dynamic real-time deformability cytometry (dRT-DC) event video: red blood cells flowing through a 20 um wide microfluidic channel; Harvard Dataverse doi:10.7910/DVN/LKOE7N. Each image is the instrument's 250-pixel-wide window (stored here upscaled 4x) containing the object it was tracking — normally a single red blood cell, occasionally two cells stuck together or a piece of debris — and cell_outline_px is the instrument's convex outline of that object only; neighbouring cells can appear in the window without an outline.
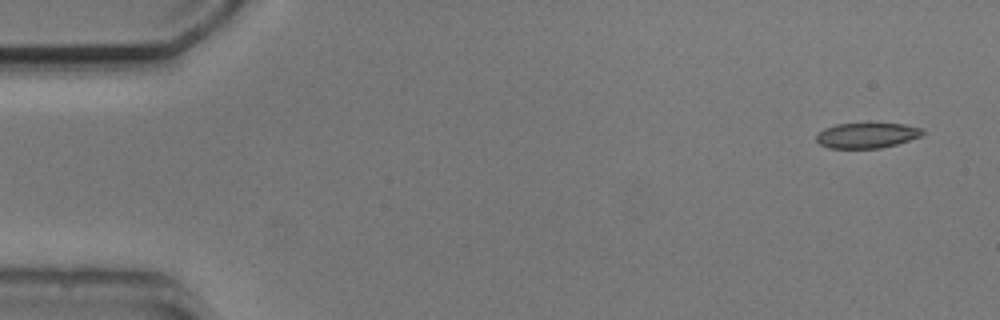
{"species": "common noctule bat (a hibernating species)", "species_latin": "Nyctalus noctula", "temperature_condition": "cold", "stored_images_in_passage": 4, "camera_frame_rate_fps": 3000, "um_per_image_px": 0.085, "animal": {"sex": "male", "body_mass_g": 20.5, "forearm_length_mm": 52.5}, "frame": {"image": 1, "passage_image": 1, "time_ms": 0.0, "image_size_px": [1000, 320], "cell_outline_px": [[924, 132], [920, 136], [896, 144], [880, 148], [828, 148], [820, 144], [816, 140], [816, 136], [824, 128], [836, 124], [904, 124], [920, 128]], "centroid_in_image_um": [73.64, 11.51], "position_along_channel_um": 11.4, "area_um2": 15.37}}
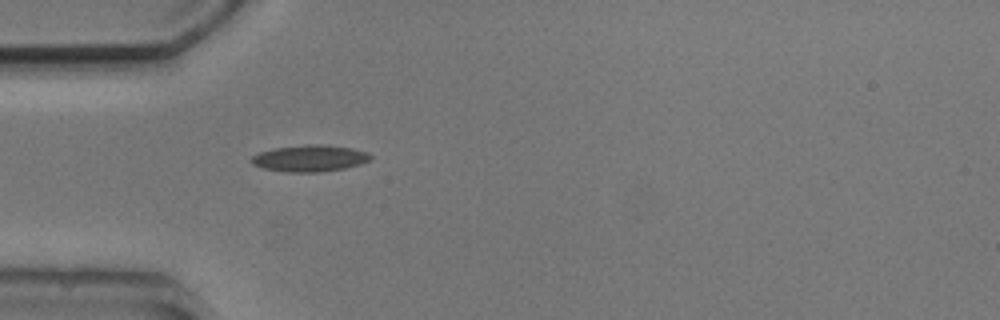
{"frame": {"image": 2, "passage_image": 4, "time_ms": 4.333, "image_size_px": [1000, 320], "cell_outline_px": [[372, 156], [368, 160], [360, 164], [344, 168], [320, 172], [284, 172], [264, 168], [252, 164], [248, 160], [252, 156], [260, 152], [272, 148], [304, 144], [328, 144], [352, 148], [368, 152]], "centroid_in_image_um": [26.3, 13.44], "position_along_channel_um": 58.7, "area_um2": 18.67}}